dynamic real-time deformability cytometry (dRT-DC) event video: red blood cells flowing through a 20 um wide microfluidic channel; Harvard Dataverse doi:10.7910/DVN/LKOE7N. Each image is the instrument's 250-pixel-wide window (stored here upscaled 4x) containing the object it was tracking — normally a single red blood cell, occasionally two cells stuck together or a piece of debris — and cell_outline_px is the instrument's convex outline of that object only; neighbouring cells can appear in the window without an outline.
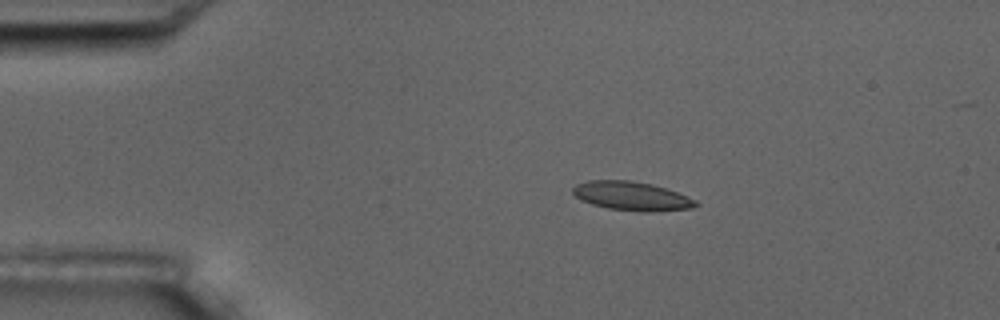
{"species": "common noctule bat (a hibernating species)", "species_latin": "Nyctalus noctula", "temperature_condition": "room temperature", "stored_images_in_passage": 16, "camera_frame_rate_fps": 3000, "um_per_image_px": 0.085, "animal": {"sex": "male", "body_mass_g": 17.5, "forearm_length_mm": 52.3}, "frame": {"image": 1, "passage_image": 3, "time_ms": 2.0, "image_size_px": [1000, 320], "cell_outline_px": [[700, 204], [692, 208], [644, 212], [640, 212], [608, 208], [592, 204], [580, 200], [572, 192], [572, 188], [576, 184], [588, 180], [632, 180], [652, 184], [676, 192], [696, 200]], "centroid_in_image_um": [53.66, 16.66], "position_along_channel_um": 31.3, "area_um2": 20.63}}
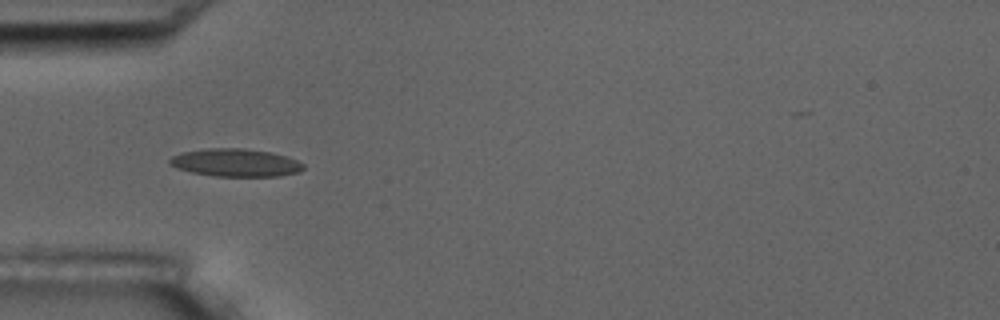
{"frame": {"image": 2, "passage_image": 5, "time_ms": 4.333, "image_size_px": [1000, 320], "cell_outline_px": [[304, 168], [300, 172], [280, 176], [212, 176], [192, 172], [176, 168], [168, 164], [168, 160], [172, 156], [180, 152], [208, 148], [244, 148], [272, 152], [296, 160], [304, 164]], "centroid_in_image_um": [20.0, 13.82], "position_along_channel_um": 65.0, "area_um2": 21.85}}
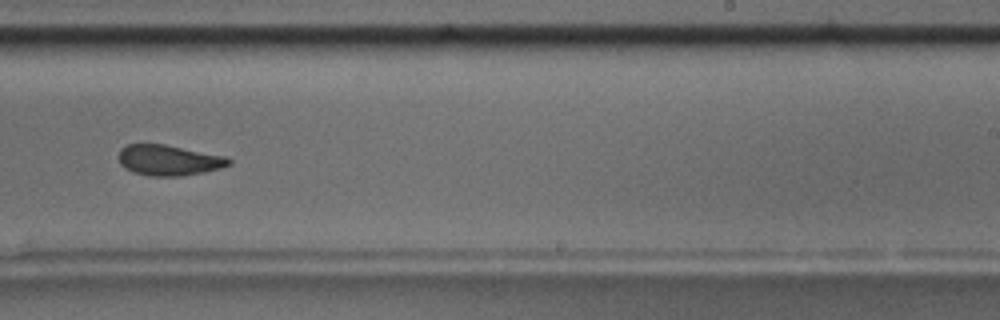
{"frame": {"image": 3, "passage_image": 10, "time_ms": 10.333, "image_size_px": [1000, 320], "cell_outline_px": [[232, 164], [220, 168], [204, 172], [180, 176], [148, 176], [132, 172], [124, 168], [120, 164], [120, 148], [128, 144], [164, 144], [228, 156], [232, 160]], "centroid_in_image_um": [14.38, 13.62], "position_along_channel_um": 274.6, "area_um2": 19.83}, "authors_computed_cell_mechanics": {"area_um2": 20.4323, "velocity_mm_per_s": 3.5157, "shape_relaxation_time_tau1_ms": 3.1015, "shape_relaxation_time_tau2_ms": 1.9044, "deformation_change_tau1": 0.1255, "deformation_change_tau2": 0.0906}}